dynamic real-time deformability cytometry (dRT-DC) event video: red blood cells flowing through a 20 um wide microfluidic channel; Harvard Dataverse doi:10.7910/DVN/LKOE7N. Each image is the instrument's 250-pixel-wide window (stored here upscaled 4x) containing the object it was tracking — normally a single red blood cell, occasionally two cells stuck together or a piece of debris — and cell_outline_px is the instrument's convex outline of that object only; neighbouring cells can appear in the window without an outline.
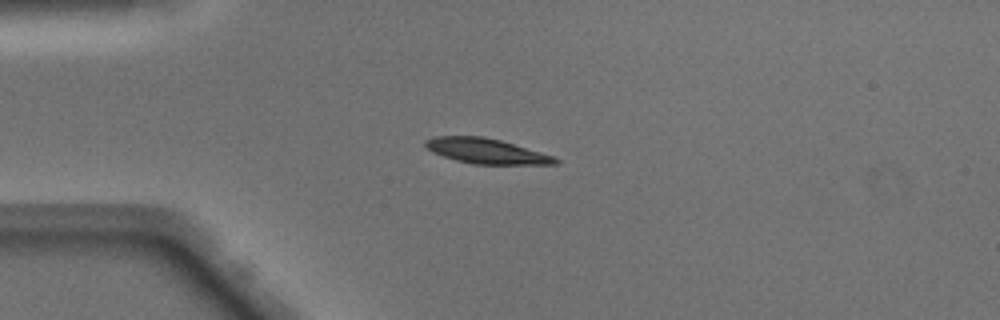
{"species": "Egyptian fruit bat (a non-hibernating species)", "species_latin": "Rousettus aegyptiacus", "temperature_condition": "warm", "stored_images_in_passage": 38, "camera_frame_rate_fps": 3000, "um_per_image_px": 0.085, "animal": {"sex": "male"}, "frame": {"image": 1, "passage_image": 1, "time_ms": 0.0, "image_size_px": [1000, 320], "cell_outline_px": [[560, 160], [556, 164], [472, 164], [456, 160], [432, 152], [424, 144], [424, 140], [436, 136], [484, 136], [500, 140], [556, 156]], "centroid_in_image_um": [41.35, 12.84], "position_along_channel_um": 43.6, "area_um2": 19.02}}
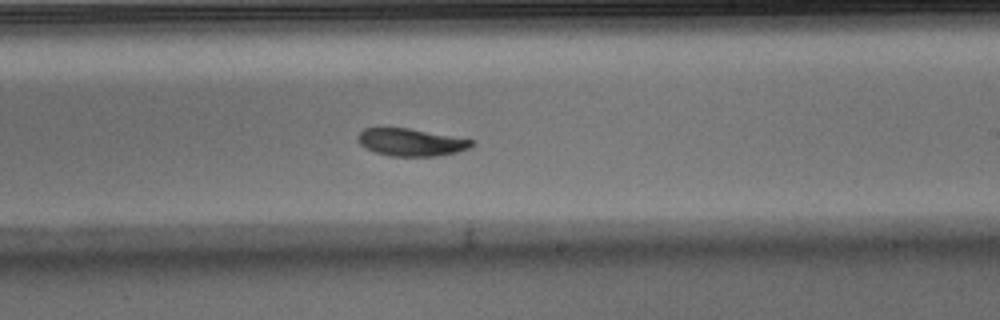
{"frame": {"image": 2, "passage_image": 18, "time_ms": 5.667, "image_size_px": [1000, 320], "cell_outline_px": [[476, 144], [468, 148], [456, 152], [436, 156], [392, 156], [376, 152], [360, 144], [356, 136], [364, 128], [408, 128], [472, 140]], "centroid_in_image_um": [34.92, 12.09], "position_along_channel_um": 254.1, "area_um2": 17.86}}
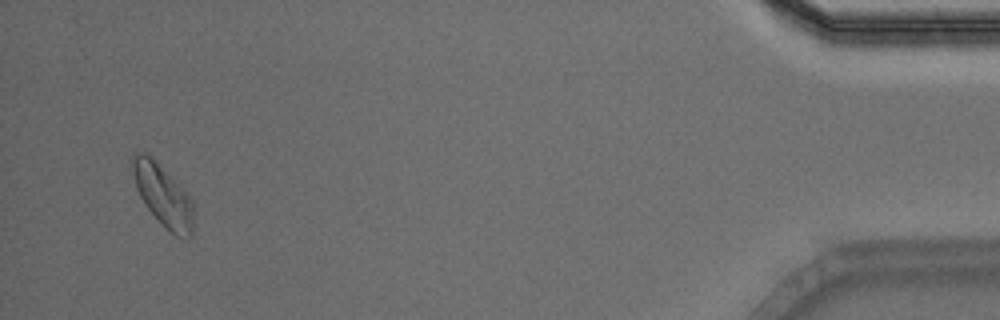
{"frame": {"image": 3, "passage_image": 36, "time_ms": 11.667, "image_size_px": [1000, 320], "cell_outline_px": [[192, 236], [188, 240], [184, 240], [168, 232], [164, 228], [144, 204], [136, 188], [128, 164], [132, 156], [136, 152], [144, 152], [152, 156], [184, 188], [192, 200]], "centroid_in_image_um": [13.82, 16.59], "position_along_channel_um": 421.4, "area_um2": 22.72}, "authors_computed_cell_mechanics": {"area_um2": 19.4497, "velocity_mm_per_s": 4.0877, "shape_relaxation_time_tau1_ms": 2.253, "shape_relaxation_time_tau2_ms": null, "deformation_change_tau1": 0.1211, "deformation_change_tau2": null}}